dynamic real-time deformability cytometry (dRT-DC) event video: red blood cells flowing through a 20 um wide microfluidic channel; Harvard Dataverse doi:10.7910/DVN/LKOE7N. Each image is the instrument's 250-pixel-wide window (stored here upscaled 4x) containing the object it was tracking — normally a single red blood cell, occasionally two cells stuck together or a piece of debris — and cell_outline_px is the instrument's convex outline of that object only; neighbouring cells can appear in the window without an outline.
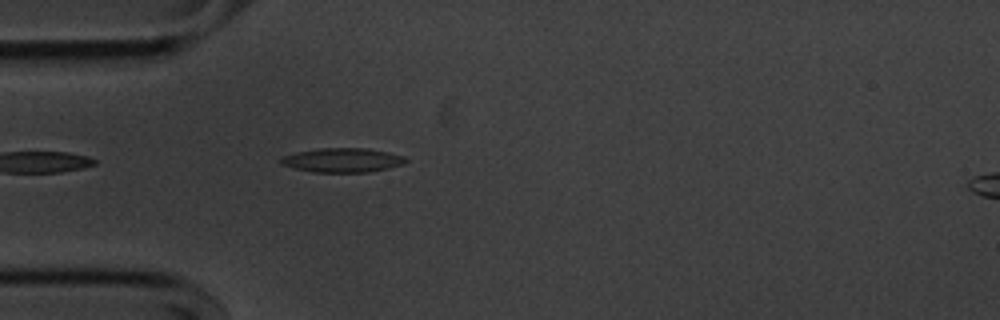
{"species": "common noctule bat (a hibernating species)", "species_latin": "Nyctalus noctula", "temperature_condition": "cold", "stored_images_in_passage": 5, "camera_frame_rate_fps": 3000, "um_per_image_px": 0.085, "animal": {"sex": "male", "body_mass_g": 20.1, "forearm_length_mm": 53.5}, "frame": {"image": 1, "passage_image": 1, "time_ms": 0.0, "image_size_px": [1000, 320], "cell_outline_px": [[408, 160], [404, 164], [388, 168], [368, 172], [312, 172], [280, 164], [280, 156], [296, 152], [320, 148], [368, 148], [388, 152], [404, 156]], "centroid_in_image_um": [29.1, 13.61], "position_along_channel_um": 55.9, "area_um2": 17.69}}